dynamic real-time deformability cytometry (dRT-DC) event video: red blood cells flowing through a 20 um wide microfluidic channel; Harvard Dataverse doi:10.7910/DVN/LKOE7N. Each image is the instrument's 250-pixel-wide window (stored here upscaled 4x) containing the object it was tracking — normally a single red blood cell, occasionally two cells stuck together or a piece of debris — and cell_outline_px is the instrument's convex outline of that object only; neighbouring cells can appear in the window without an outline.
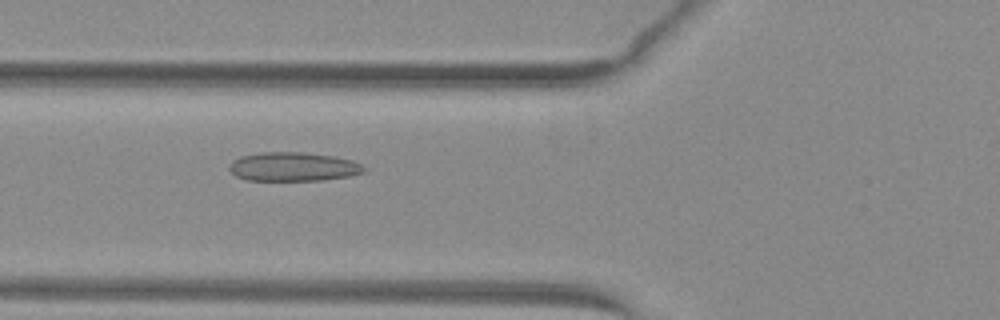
{"species": "common noctule bat (a hibernating species)", "species_latin": "Nyctalus noctula", "temperature_condition": "warm", "stored_images_in_passage": 49, "camera_frame_rate_fps": 3000, "um_per_image_px": 0.085, "animal": {"sex": "female", "body_mass_g": 29.2, "forearm_length_mm": 56.3}, "frame": {"image": 1, "passage_image": 17, "time_ms": 5.333, "image_size_px": [1000, 320], "cell_outline_px": [[368, 168], [364, 172], [348, 176], [324, 180], [248, 180], [236, 176], [228, 168], [228, 164], [240, 156], [260, 152], [304, 152], [336, 156], [352, 160]], "centroid_in_image_um": [24.93, 14.16], "position_along_channel_um": 100.9, "area_um2": 22.83}}
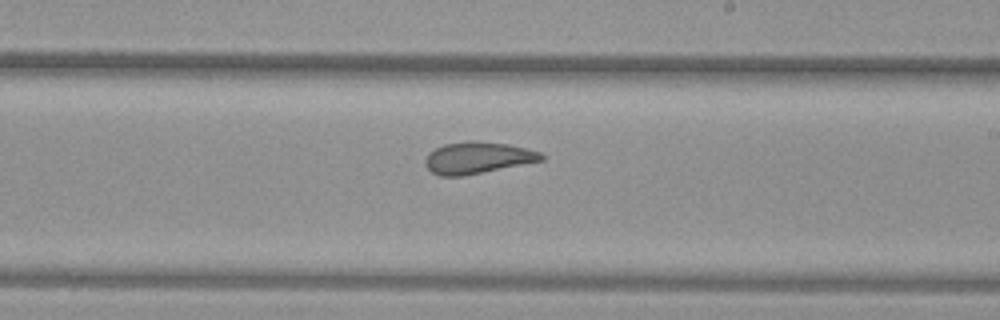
{"frame": {"image": 2, "passage_image": 28, "time_ms": 9.0, "image_size_px": [1000, 320], "cell_outline_px": [[544, 160], [464, 176], [440, 176], [432, 172], [424, 164], [424, 160], [428, 152], [444, 144], [508, 144], [540, 152], [544, 156]], "centroid_in_image_um": [40.57, 13.47], "position_along_channel_um": 248.4, "area_um2": 20.52}}
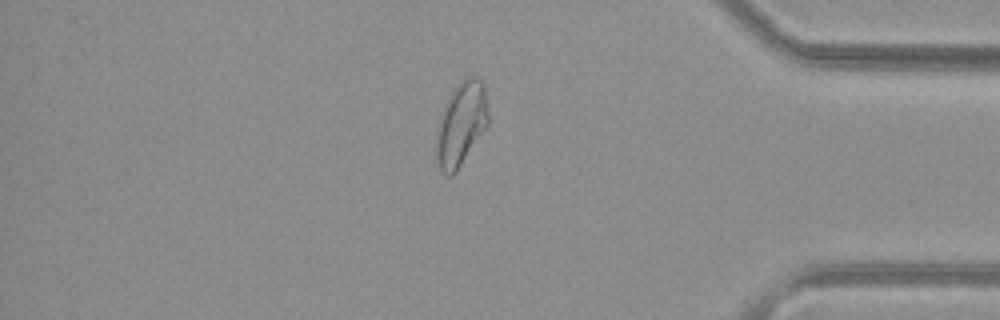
{"frame": {"image": 3, "passage_image": 41, "time_ms": 13.333, "image_size_px": [1000, 320], "cell_outline_px": [[488, 128], [456, 172], [452, 176], [448, 176], [440, 168], [436, 152], [436, 132], [440, 116], [444, 104], [448, 96], [456, 84], [460, 80], [468, 76], [476, 76], [484, 84], [488, 108]], "centroid_in_image_um": [39.22, 10.51], "position_along_channel_um": 396.0, "area_um2": 25.84}, "authors_computed_cell_mechanics": {"area_um2": 24.4494, "velocity_mm_per_s": 4.0199, "shape_relaxation_time_tau1_ms": null, "shape_relaxation_time_tau2_ms": 1.2836, "deformation_change_tau1": null, "deformation_change_tau2": 0.0849}}